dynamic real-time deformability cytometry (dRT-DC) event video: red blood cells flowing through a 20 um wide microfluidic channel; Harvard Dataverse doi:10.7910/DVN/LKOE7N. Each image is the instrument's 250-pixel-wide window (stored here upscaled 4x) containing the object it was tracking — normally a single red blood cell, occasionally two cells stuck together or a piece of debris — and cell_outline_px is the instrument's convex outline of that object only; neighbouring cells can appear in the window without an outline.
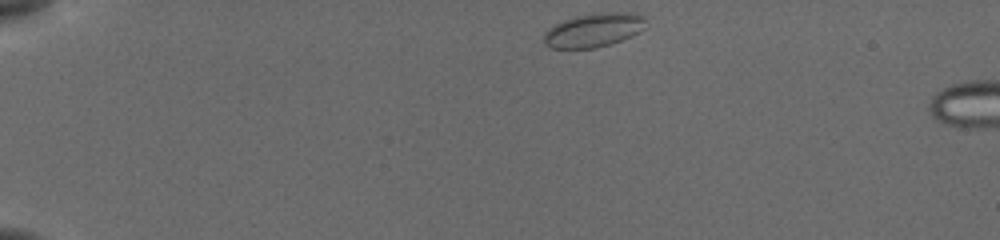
{"species": "common noctule bat (a hibernating species)", "species_latin": "Nyctalus noctula", "temperature_condition": "cold", "stored_images_in_passage": 5, "camera_frame_rate_fps": 3000, "um_per_image_px": 0.085, "animal": {"sex": "female", "body_mass_g": 19.5, "forearm_length_mm": 54.1}, "frame": {"image": 1, "passage_image": 1, "time_ms": 0.0, "image_size_px": [1000, 240], "cell_outline_px": [[644, 28], [640, 32], [632, 36], [596, 48], [552, 48], [544, 44], [544, 32], [548, 28], [564, 20], [576, 16], [608, 12], [632, 12], [644, 16]], "centroid_in_image_um": [50.46, 2.56], "position_along_channel_um": 34.5, "area_um2": 19.94}}